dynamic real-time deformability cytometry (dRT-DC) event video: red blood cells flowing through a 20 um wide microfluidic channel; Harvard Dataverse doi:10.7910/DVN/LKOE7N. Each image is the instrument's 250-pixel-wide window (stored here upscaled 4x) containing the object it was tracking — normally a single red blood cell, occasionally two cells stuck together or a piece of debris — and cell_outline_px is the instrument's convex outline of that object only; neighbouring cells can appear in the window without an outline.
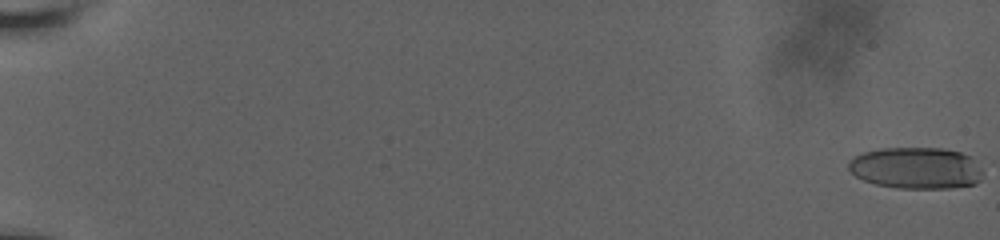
{"species": "human", "species_latin": "Homo sapiens", "temperature_condition": "room temperature", "stored_images_in_passage": 57, "camera_frame_rate_fps": 3000, "um_per_image_px": 0.085, "donor": {"sex": "male"}, "frame": {"image": 1, "passage_image": 1, "time_ms": 0.0, "image_size_px": [1000, 240], "cell_outline_px": [[984, 172], [980, 180], [976, 184], [948, 188], [896, 188], [876, 184], [864, 180], [856, 176], [848, 168], [848, 160], [864, 152], [880, 148], [944, 148], [960, 152], [972, 156], [980, 160], [984, 164]], "centroid_in_image_um": [77.97, 14.27], "position_along_channel_um": 7.0, "area_um2": 33.18}}
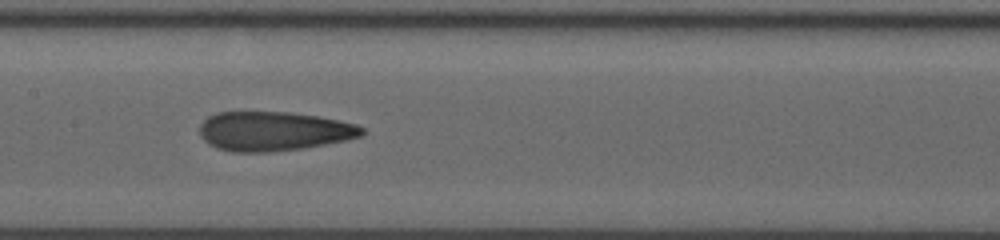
{"frame": {"image": 2, "passage_image": 33, "time_ms": 10.667, "image_size_px": [1000, 240], "cell_outline_px": [[364, 132], [360, 136], [344, 140], [304, 148], [268, 152], [232, 152], [216, 148], [208, 144], [200, 136], [200, 124], [208, 116], [216, 112], [288, 112], [316, 116], [356, 124], [364, 128]], "centroid_in_image_um": [23.2, 11.15], "position_along_channel_um": 184.2, "area_um2": 37.05}}
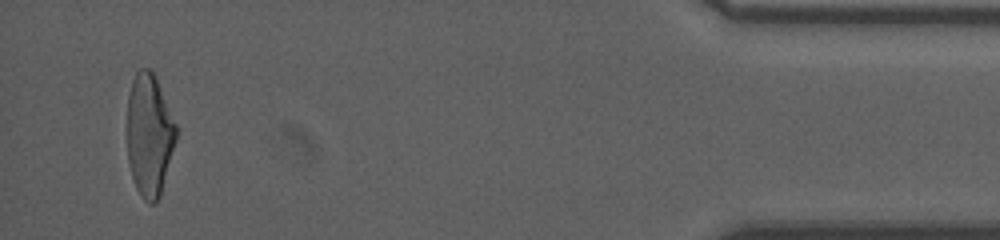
{"frame": {"image": 3, "passage_image": 57, "time_ms": 18.667, "image_size_px": [1000, 240], "cell_outline_px": [[176, 140], [160, 196], [156, 204], [148, 204], [144, 200], [136, 188], [132, 176], [128, 160], [128, 96], [132, 80], [136, 72], [140, 68], [152, 68], [156, 76], [176, 124]], "centroid_in_image_um": [12.7, 11.46], "position_along_channel_um": 422.5, "area_um2": 34.97}, "authors_computed_cell_mechanics": {"area_um2": 36.0672, "velocity_mm_per_s": 3.8264, "shape_relaxation_time_tau1_ms": 8.3905, "shape_relaxation_time_tau2_ms": 1.7516, "deformation_change_tau1": 0.2354, "deformation_change_tau2": 0.1184}}